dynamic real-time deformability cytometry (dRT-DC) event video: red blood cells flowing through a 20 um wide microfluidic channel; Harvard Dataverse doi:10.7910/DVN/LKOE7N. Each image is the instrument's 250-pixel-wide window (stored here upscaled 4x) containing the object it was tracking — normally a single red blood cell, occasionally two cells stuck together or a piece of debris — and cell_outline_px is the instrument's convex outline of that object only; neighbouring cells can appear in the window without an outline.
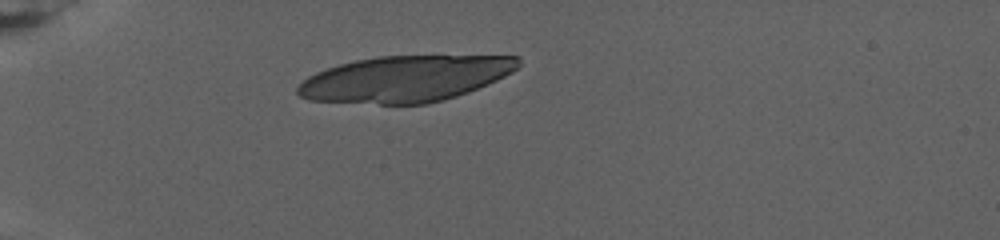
{"species": "human", "species_latin": "Homo sapiens", "temperature_condition": "warm", "stored_images_in_passage": 57, "camera_frame_rate_fps": 3000, "um_per_image_px": 0.085, "donor": {"sex": "female"}, "frame": {"image": 1, "passage_image": 1, "time_ms": 0.0, "image_size_px": [1000, 240], "cell_outline_px": [[520, 64], [512, 72], [496, 80], [468, 92], [444, 100], [428, 104], [380, 104], [308, 100], [300, 96], [296, 92], [296, 88], [308, 76], [316, 72], [340, 64], [356, 60], [376, 56], [520, 56]], "centroid_in_image_um": [34.43, 6.7], "position_along_channel_um": 50.6, "area_um2": 59.07}}